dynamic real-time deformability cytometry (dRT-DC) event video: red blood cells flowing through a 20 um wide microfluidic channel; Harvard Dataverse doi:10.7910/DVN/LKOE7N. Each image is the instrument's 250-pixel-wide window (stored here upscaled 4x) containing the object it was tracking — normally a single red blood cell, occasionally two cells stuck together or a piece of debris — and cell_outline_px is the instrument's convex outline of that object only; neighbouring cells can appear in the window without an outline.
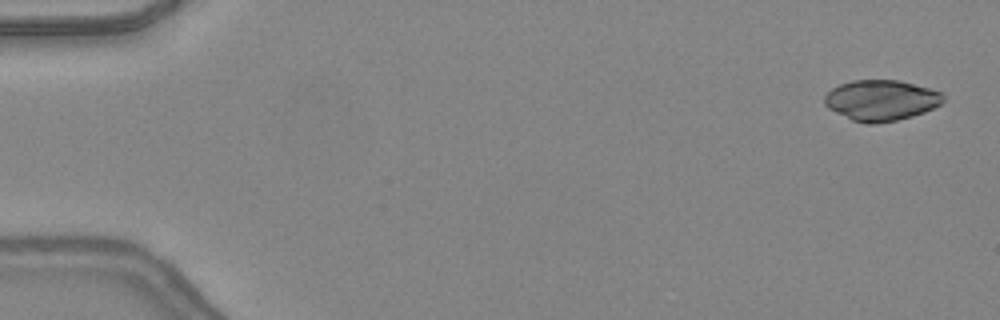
{"species": "common noctule bat (a hibernating species)", "species_latin": "Nyctalus noctula", "temperature_condition": "warm", "stored_images_in_passage": 47, "camera_frame_rate_fps": 3000, "um_per_image_px": 0.085, "animal": {"sex": "female", "body_mass_g": 24.6, "forearm_length_mm": 56.2}, "frame": {"image": 1, "passage_image": 2, "time_ms": 0.333, "image_size_px": [1000, 320], "cell_outline_px": [[944, 100], [940, 104], [924, 112], [912, 116], [896, 120], [876, 124], [868, 124], [852, 120], [828, 108], [824, 104], [824, 96], [832, 88], [840, 84], [852, 80], [900, 80], [928, 88], [940, 92], [944, 96]], "centroid_in_image_um": [74.87, 8.52], "position_along_channel_um": 10.1, "area_um2": 28.03}}